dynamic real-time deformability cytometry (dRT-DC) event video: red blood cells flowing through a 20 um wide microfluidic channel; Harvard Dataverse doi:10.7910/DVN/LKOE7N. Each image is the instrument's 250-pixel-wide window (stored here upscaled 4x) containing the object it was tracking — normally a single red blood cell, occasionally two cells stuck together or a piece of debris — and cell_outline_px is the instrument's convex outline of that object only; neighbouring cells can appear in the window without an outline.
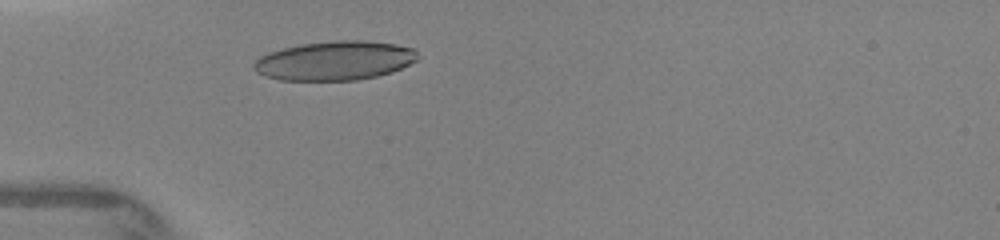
{"species": "human", "species_latin": "Homo sapiens", "temperature_condition": "warm", "stored_images_in_passage": 3, "camera_frame_rate_fps": 3000, "um_per_image_px": 0.085, "donor": {"sex": "female"}, "frame": {"image": 1, "passage_image": 3, "time_ms": 2.333, "image_size_px": [1000, 240], "cell_outline_px": [[420, 56], [416, 60], [392, 72], [376, 76], [356, 80], [280, 80], [264, 76], [256, 72], [252, 68], [252, 64], [260, 56], [268, 52], [300, 44], [336, 40], [368, 40], [396, 44], [416, 48]], "centroid_in_image_um": [28.46, 5.14], "position_along_channel_um": 56.5, "area_um2": 37.69}}